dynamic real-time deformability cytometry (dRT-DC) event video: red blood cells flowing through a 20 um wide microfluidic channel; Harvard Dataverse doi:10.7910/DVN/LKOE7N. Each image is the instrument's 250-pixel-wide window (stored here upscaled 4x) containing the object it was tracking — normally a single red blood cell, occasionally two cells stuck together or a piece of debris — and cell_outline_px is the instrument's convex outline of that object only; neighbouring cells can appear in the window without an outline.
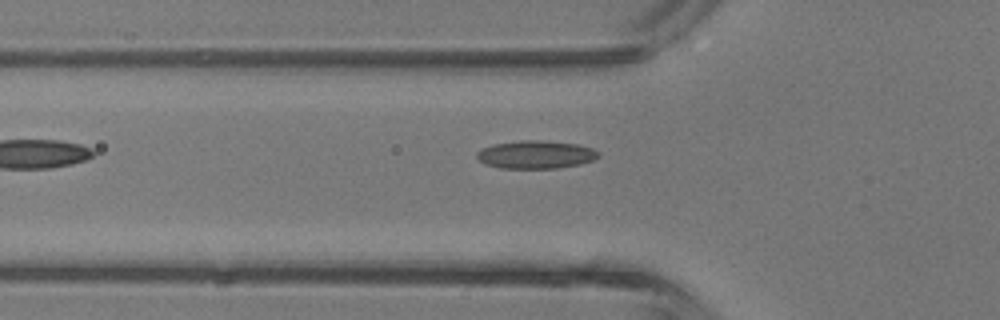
{"species": "common noctule bat (a hibernating species)", "species_latin": "Nyctalus noctula", "temperature_condition": "room temperature", "stored_images_in_passage": 4, "camera_frame_rate_fps": 3000, "um_per_image_px": 0.085, "animal": {"sex": "male", "body_mass_g": 13.3}, "frame": {"image": 1, "passage_image": 4, "time_ms": 4.333, "image_size_px": [1000, 320], "cell_outline_px": [[600, 156], [592, 160], [580, 164], [556, 168], [500, 168], [488, 164], [480, 160], [476, 156], [476, 152], [492, 144], [520, 140], [540, 140], [580, 144], [592, 148], [600, 152]], "centroid_in_image_um": [45.58, 13.13], "position_along_channel_um": 80.2, "area_um2": 19.83}}